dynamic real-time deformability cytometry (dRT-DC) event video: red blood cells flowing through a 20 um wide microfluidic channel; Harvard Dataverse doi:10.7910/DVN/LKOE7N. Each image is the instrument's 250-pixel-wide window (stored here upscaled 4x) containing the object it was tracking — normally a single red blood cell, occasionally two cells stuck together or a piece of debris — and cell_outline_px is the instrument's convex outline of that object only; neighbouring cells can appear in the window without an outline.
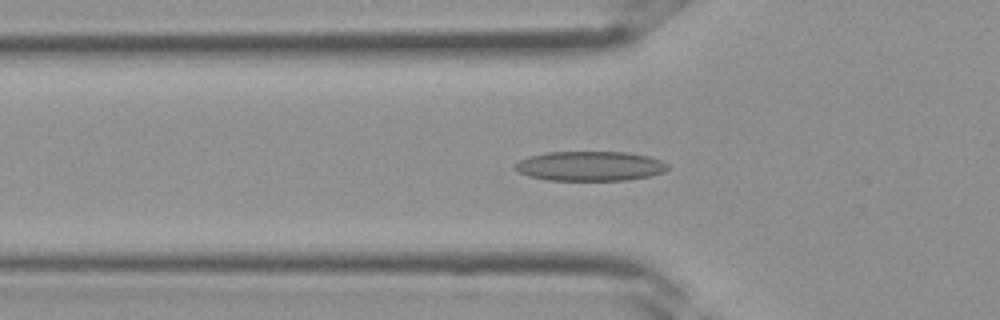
{"species": "Egyptian fruit bat (a non-hibernating species)", "species_latin": "Rousettus aegyptiacus", "temperature_condition": "room temperature", "stored_images_in_passage": 35, "camera_frame_rate_fps": 3000, "um_per_image_px": 0.085, "frame": {"image": 1, "passage_image": 11, "time_ms": 3.333, "image_size_px": [1000, 320], "cell_outline_px": [[668, 168], [664, 172], [648, 176], [628, 180], [548, 180], [528, 176], [520, 172], [516, 168], [516, 164], [520, 160], [528, 156], [544, 152], [628, 152], [648, 156], [660, 160], [668, 164]], "centroid_in_image_um": [50.16, 14.11], "position_along_channel_um": 75.6, "area_um2": 26.3}}
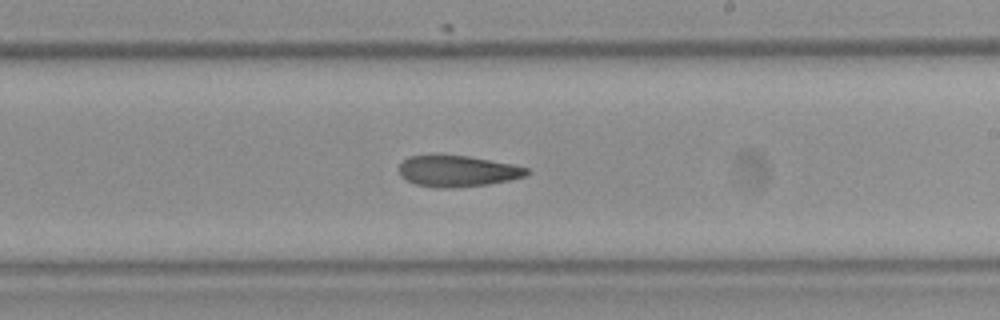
{"frame": {"image": 2, "passage_image": 20, "time_ms": 6.333, "image_size_px": [1000, 320], "cell_outline_px": [[532, 172], [524, 176], [508, 180], [488, 184], [416, 184], [400, 176], [400, 160], [408, 156], [468, 156], [512, 164], [528, 168]], "centroid_in_image_um": [38.93, 14.48], "position_along_channel_um": 250.1, "area_um2": 21.73}}
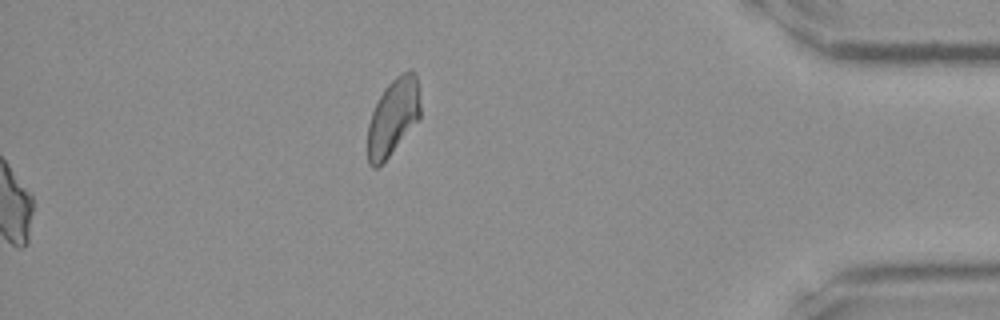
{"frame": {"image": 3, "passage_image": 35, "time_ms": 11.333, "image_size_px": [1000, 320], "cell_outline_px": [[420, 120], [388, 156], [376, 168], [372, 168], [368, 164], [368, 124], [372, 112], [384, 88], [396, 76], [408, 68], [412, 68], [416, 72], [420, 104]], "centroid_in_image_um": [33.44, 9.9], "position_along_channel_um": 401.8, "area_um2": 23.64}}